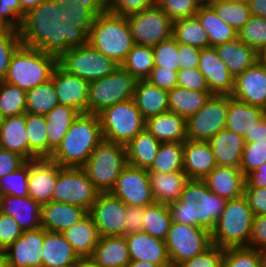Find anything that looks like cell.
<instances>
[{
	"instance_id": "obj_11",
	"label": "cell",
	"mask_w": 266,
	"mask_h": 267,
	"mask_svg": "<svg viewBox=\"0 0 266 267\" xmlns=\"http://www.w3.org/2000/svg\"><path fill=\"white\" fill-rule=\"evenodd\" d=\"M99 193L83 168L59 166L52 201L76 205L89 212Z\"/></svg>"
},
{
	"instance_id": "obj_28",
	"label": "cell",
	"mask_w": 266,
	"mask_h": 267,
	"mask_svg": "<svg viewBox=\"0 0 266 267\" xmlns=\"http://www.w3.org/2000/svg\"><path fill=\"white\" fill-rule=\"evenodd\" d=\"M220 60L226 65L235 78L260 60L259 53L246 45L238 37L214 47Z\"/></svg>"
},
{
	"instance_id": "obj_76",
	"label": "cell",
	"mask_w": 266,
	"mask_h": 267,
	"mask_svg": "<svg viewBox=\"0 0 266 267\" xmlns=\"http://www.w3.org/2000/svg\"><path fill=\"white\" fill-rule=\"evenodd\" d=\"M4 116H3V114H2V112L0 111V128H1V126H2V124H3V122H4Z\"/></svg>"
},
{
	"instance_id": "obj_75",
	"label": "cell",
	"mask_w": 266,
	"mask_h": 267,
	"mask_svg": "<svg viewBox=\"0 0 266 267\" xmlns=\"http://www.w3.org/2000/svg\"><path fill=\"white\" fill-rule=\"evenodd\" d=\"M263 267H266V251H262Z\"/></svg>"
},
{
	"instance_id": "obj_36",
	"label": "cell",
	"mask_w": 266,
	"mask_h": 267,
	"mask_svg": "<svg viewBox=\"0 0 266 267\" xmlns=\"http://www.w3.org/2000/svg\"><path fill=\"white\" fill-rule=\"evenodd\" d=\"M0 148L16 152L29 160V139L25 114L4 118L0 128Z\"/></svg>"
},
{
	"instance_id": "obj_12",
	"label": "cell",
	"mask_w": 266,
	"mask_h": 267,
	"mask_svg": "<svg viewBox=\"0 0 266 267\" xmlns=\"http://www.w3.org/2000/svg\"><path fill=\"white\" fill-rule=\"evenodd\" d=\"M126 19L136 45L153 47L172 36L173 20L157 4Z\"/></svg>"
},
{
	"instance_id": "obj_71",
	"label": "cell",
	"mask_w": 266,
	"mask_h": 267,
	"mask_svg": "<svg viewBox=\"0 0 266 267\" xmlns=\"http://www.w3.org/2000/svg\"><path fill=\"white\" fill-rule=\"evenodd\" d=\"M126 267H162V266L157 264H152L146 261H131Z\"/></svg>"
},
{
	"instance_id": "obj_46",
	"label": "cell",
	"mask_w": 266,
	"mask_h": 267,
	"mask_svg": "<svg viewBox=\"0 0 266 267\" xmlns=\"http://www.w3.org/2000/svg\"><path fill=\"white\" fill-rule=\"evenodd\" d=\"M121 66L137 80H146L154 68L153 47L135 44Z\"/></svg>"
},
{
	"instance_id": "obj_63",
	"label": "cell",
	"mask_w": 266,
	"mask_h": 267,
	"mask_svg": "<svg viewBox=\"0 0 266 267\" xmlns=\"http://www.w3.org/2000/svg\"><path fill=\"white\" fill-rule=\"evenodd\" d=\"M248 247L266 251V215L254 216Z\"/></svg>"
},
{
	"instance_id": "obj_58",
	"label": "cell",
	"mask_w": 266,
	"mask_h": 267,
	"mask_svg": "<svg viewBox=\"0 0 266 267\" xmlns=\"http://www.w3.org/2000/svg\"><path fill=\"white\" fill-rule=\"evenodd\" d=\"M224 248L212 244L203 253L179 263L176 267H222Z\"/></svg>"
},
{
	"instance_id": "obj_8",
	"label": "cell",
	"mask_w": 266,
	"mask_h": 267,
	"mask_svg": "<svg viewBox=\"0 0 266 267\" xmlns=\"http://www.w3.org/2000/svg\"><path fill=\"white\" fill-rule=\"evenodd\" d=\"M104 140L126 146L145 129L146 119L134 99L118 102L98 114Z\"/></svg>"
},
{
	"instance_id": "obj_33",
	"label": "cell",
	"mask_w": 266,
	"mask_h": 267,
	"mask_svg": "<svg viewBox=\"0 0 266 267\" xmlns=\"http://www.w3.org/2000/svg\"><path fill=\"white\" fill-rule=\"evenodd\" d=\"M91 258L102 267H126L131 258L125 236L100 237Z\"/></svg>"
},
{
	"instance_id": "obj_19",
	"label": "cell",
	"mask_w": 266,
	"mask_h": 267,
	"mask_svg": "<svg viewBox=\"0 0 266 267\" xmlns=\"http://www.w3.org/2000/svg\"><path fill=\"white\" fill-rule=\"evenodd\" d=\"M231 96L266 110V64L258 60L236 76Z\"/></svg>"
},
{
	"instance_id": "obj_23",
	"label": "cell",
	"mask_w": 266,
	"mask_h": 267,
	"mask_svg": "<svg viewBox=\"0 0 266 267\" xmlns=\"http://www.w3.org/2000/svg\"><path fill=\"white\" fill-rule=\"evenodd\" d=\"M216 161L208 141L183 142V167L188 179L202 180L215 167Z\"/></svg>"
},
{
	"instance_id": "obj_9",
	"label": "cell",
	"mask_w": 266,
	"mask_h": 267,
	"mask_svg": "<svg viewBox=\"0 0 266 267\" xmlns=\"http://www.w3.org/2000/svg\"><path fill=\"white\" fill-rule=\"evenodd\" d=\"M136 82L121 65L106 77L90 82L88 113L98 115L118 102L134 99Z\"/></svg>"
},
{
	"instance_id": "obj_44",
	"label": "cell",
	"mask_w": 266,
	"mask_h": 267,
	"mask_svg": "<svg viewBox=\"0 0 266 267\" xmlns=\"http://www.w3.org/2000/svg\"><path fill=\"white\" fill-rule=\"evenodd\" d=\"M59 105L52 81L41 83L26 91V112L46 115Z\"/></svg>"
},
{
	"instance_id": "obj_4",
	"label": "cell",
	"mask_w": 266,
	"mask_h": 267,
	"mask_svg": "<svg viewBox=\"0 0 266 267\" xmlns=\"http://www.w3.org/2000/svg\"><path fill=\"white\" fill-rule=\"evenodd\" d=\"M226 201V198L211 192L203 180L189 179L180 199L168 207L173 221L199 226L211 233L224 210Z\"/></svg>"
},
{
	"instance_id": "obj_57",
	"label": "cell",
	"mask_w": 266,
	"mask_h": 267,
	"mask_svg": "<svg viewBox=\"0 0 266 267\" xmlns=\"http://www.w3.org/2000/svg\"><path fill=\"white\" fill-rule=\"evenodd\" d=\"M156 4L173 20L195 16L201 3L198 0H157Z\"/></svg>"
},
{
	"instance_id": "obj_13",
	"label": "cell",
	"mask_w": 266,
	"mask_h": 267,
	"mask_svg": "<svg viewBox=\"0 0 266 267\" xmlns=\"http://www.w3.org/2000/svg\"><path fill=\"white\" fill-rule=\"evenodd\" d=\"M229 95L212 94L205 105L186 119L187 139L208 141L226 128Z\"/></svg>"
},
{
	"instance_id": "obj_1",
	"label": "cell",
	"mask_w": 266,
	"mask_h": 267,
	"mask_svg": "<svg viewBox=\"0 0 266 267\" xmlns=\"http://www.w3.org/2000/svg\"><path fill=\"white\" fill-rule=\"evenodd\" d=\"M70 26L93 48L119 65L135 45L126 17L111 14L97 1L71 4Z\"/></svg>"
},
{
	"instance_id": "obj_29",
	"label": "cell",
	"mask_w": 266,
	"mask_h": 267,
	"mask_svg": "<svg viewBox=\"0 0 266 267\" xmlns=\"http://www.w3.org/2000/svg\"><path fill=\"white\" fill-rule=\"evenodd\" d=\"M79 259V256L62 233L44 229L41 267L74 266Z\"/></svg>"
},
{
	"instance_id": "obj_80",
	"label": "cell",
	"mask_w": 266,
	"mask_h": 267,
	"mask_svg": "<svg viewBox=\"0 0 266 267\" xmlns=\"http://www.w3.org/2000/svg\"><path fill=\"white\" fill-rule=\"evenodd\" d=\"M0 254H5L4 250L1 248V246H0Z\"/></svg>"
},
{
	"instance_id": "obj_49",
	"label": "cell",
	"mask_w": 266,
	"mask_h": 267,
	"mask_svg": "<svg viewBox=\"0 0 266 267\" xmlns=\"http://www.w3.org/2000/svg\"><path fill=\"white\" fill-rule=\"evenodd\" d=\"M0 111L4 117L25 114L26 91L5 81L0 82Z\"/></svg>"
},
{
	"instance_id": "obj_59",
	"label": "cell",
	"mask_w": 266,
	"mask_h": 267,
	"mask_svg": "<svg viewBox=\"0 0 266 267\" xmlns=\"http://www.w3.org/2000/svg\"><path fill=\"white\" fill-rule=\"evenodd\" d=\"M177 86L192 91L210 92L206 78L198 68L179 69Z\"/></svg>"
},
{
	"instance_id": "obj_25",
	"label": "cell",
	"mask_w": 266,
	"mask_h": 267,
	"mask_svg": "<svg viewBox=\"0 0 266 267\" xmlns=\"http://www.w3.org/2000/svg\"><path fill=\"white\" fill-rule=\"evenodd\" d=\"M87 215V210L76 205L55 201L41 204V225L46 231L62 233Z\"/></svg>"
},
{
	"instance_id": "obj_54",
	"label": "cell",
	"mask_w": 266,
	"mask_h": 267,
	"mask_svg": "<svg viewBox=\"0 0 266 267\" xmlns=\"http://www.w3.org/2000/svg\"><path fill=\"white\" fill-rule=\"evenodd\" d=\"M154 67L179 70L178 43L173 36L153 46Z\"/></svg>"
},
{
	"instance_id": "obj_30",
	"label": "cell",
	"mask_w": 266,
	"mask_h": 267,
	"mask_svg": "<svg viewBox=\"0 0 266 267\" xmlns=\"http://www.w3.org/2000/svg\"><path fill=\"white\" fill-rule=\"evenodd\" d=\"M145 128L161 143L187 139L186 119L171 111L149 117Z\"/></svg>"
},
{
	"instance_id": "obj_10",
	"label": "cell",
	"mask_w": 266,
	"mask_h": 267,
	"mask_svg": "<svg viewBox=\"0 0 266 267\" xmlns=\"http://www.w3.org/2000/svg\"><path fill=\"white\" fill-rule=\"evenodd\" d=\"M172 267L193 258L212 245L211 233L199 226L172 222L165 239Z\"/></svg>"
},
{
	"instance_id": "obj_50",
	"label": "cell",
	"mask_w": 266,
	"mask_h": 267,
	"mask_svg": "<svg viewBox=\"0 0 266 267\" xmlns=\"http://www.w3.org/2000/svg\"><path fill=\"white\" fill-rule=\"evenodd\" d=\"M32 35L16 29L0 33V82L5 80L15 51Z\"/></svg>"
},
{
	"instance_id": "obj_27",
	"label": "cell",
	"mask_w": 266,
	"mask_h": 267,
	"mask_svg": "<svg viewBox=\"0 0 266 267\" xmlns=\"http://www.w3.org/2000/svg\"><path fill=\"white\" fill-rule=\"evenodd\" d=\"M202 180L211 192L226 199L244 195L245 176L240 168L216 166Z\"/></svg>"
},
{
	"instance_id": "obj_51",
	"label": "cell",
	"mask_w": 266,
	"mask_h": 267,
	"mask_svg": "<svg viewBox=\"0 0 266 267\" xmlns=\"http://www.w3.org/2000/svg\"><path fill=\"white\" fill-rule=\"evenodd\" d=\"M237 37L260 54L266 47V19L251 15Z\"/></svg>"
},
{
	"instance_id": "obj_26",
	"label": "cell",
	"mask_w": 266,
	"mask_h": 267,
	"mask_svg": "<svg viewBox=\"0 0 266 267\" xmlns=\"http://www.w3.org/2000/svg\"><path fill=\"white\" fill-rule=\"evenodd\" d=\"M208 142L212 147L217 166L240 168L246 143L242 135L224 128Z\"/></svg>"
},
{
	"instance_id": "obj_62",
	"label": "cell",
	"mask_w": 266,
	"mask_h": 267,
	"mask_svg": "<svg viewBox=\"0 0 266 267\" xmlns=\"http://www.w3.org/2000/svg\"><path fill=\"white\" fill-rule=\"evenodd\" d=\"M244 196L254 216L266 215V187L244 188Z\"/></svg>"
},
{
	"instance_id": "obj_5",
	"label": "cell",
	"mask_w": 266,
	"mask_h": 267,
	"mask_svg": "<svg viewBox=\"0 0 266 267\" xmlns=\"http://www.w3.org/2000/svg\"><path fill=\"white\" fill-rule=\"evenodd\" d=\"M102 140L99 116L89 113L80 114L73 121L49 160L61 167L82 168Z\"/></svg>"
},
{
	"instance_id": "obj_70",
	"label": "cell",
	"mask_w": 266,
	"mask_h": 267,
	"mask_svg": "<svg viewBox=\"0 0 266 267\" xmlns=\"http://www.w3.org/2000/svg\"><path fill=\"white\" fill-rule=\"evenodd\" d=\"M73 267H102L91 257L80 258L79 261Z\"/></svg>"
},
{
	"instance_id": "obj_43",
	"label": "cell",
	"mask_w": 266,
	"mask_h": 267,
	"mask_svg": "<svg viewBox=\"0 0 266 267\" xmlns=\"http://www.w3.org/2000/svg\"><path fill=\"white\" fill-rule=\"evenodd\" d=\"M173 220L168 205L154 202L144 207L143 232L165 241Z\"/></svg>"
},
{
	"instance_id": "obj_66",
	"label": "cell",
	"mask_w": 266,
	"mask_h": 267,
	"mask_svg": "<svg viewBox=\"0 0 266 267\" xmlns=\"http://www.w3.org/2000/svg\"><path fill=\"white\" fill-rule=\"evenodd\" d=\"M144 207L127 205L125 235L143 231Z\"/></svg>"
},
{
	"instance_id": "obj_53",
	"label": "cell",
	"mask_w": 266,
	"mask_h": 267,
	"mask_svg": "<svg viewBox=\"0 0 266 267\" xmlns=\"http://www.w3.org/2000/svg\"><path fill=\"white\" fill-rule=\"evenodd\" d=\"M29 160L10 174L0 178V196H28Z\"/></svg>"
},
{
	"instance_id": "obj_2",
	"label": "cell",
	"mask_w": 266,
	"mask_h": 267,
	"mask_svg": "<svg viewBox=\"0 0 266 267\" xmlns=\"http://www.w3.org/2000/svg\"><path fill=\"white\" fill-rule=\"evenodd\" d=\"M59 55L50 33L30 36L13 54L5 82L28 91L51 80Z\"/></svg>"
},
{
	"instance_id": "obj_35",
	"label": "cell",
	"mask_w": 266,
	"mask_h": 267,
	"mask_svg": "<svg viewBox=\"0 0 266 267\" xmlns=\"http://www.w3.org/2000/svg\"><path fill=\"white\" fill-rule=\"evenodd\" d=\"M62 234L79 258L91 257L100 239L97 227L89 214Z\"/></svg>"
},
{
	"instance_id": "obj_38",
	"label": "cell",
	"mask_w": 266,
	"mask_h": 267,
	"mask_svg": "<svg viewBox=\"0 0 266 267\" xmlns=\"http://www.w3.org/2000/svg\"><path fill=\"white\" fill-rule=\"evenodd\" d=\"M195 16L206 30L210 47H215L237 38V31L222 20L209 4H201Z\"/></svg>"
},
{
	"instance_id": "obj_68",
	"label": "cell",
	"mask_w": 266,
	"mask_h": 267,
	"mask_svg": "<svg viewBox=\"0 0 266 267\" xmlns=\"http://www.w3.org/2000/svg\"><path fill=\"white\" fill-rule=\"evenodd\" d=\"M244 140L245 142H266V115L250 131H246Z\"/></svg>"
},
{
	"instance_id": "obj_79",
	"label": "cell",
	"mask_w": 266,
	"mask_h": 267,
	"mask_svg": "<svg viewBox=\"0 0 266 267\" xmlns=\"http://www.w3.org/2000/svg\"><path fill=\"white\" fill-rule=\"evenodd\" d=\"M71 4L78 2V1H96V0H68Z\"/></svg>"
},
{
	"instance_id": "obj_67",
	"label": "cell",
	"mask_w": 266,
	"mask_h": 267,
	"mask_svg": "<svg viewBox=\"0 0 266 267\" xmlns=\"http://www.w3.org/2000/svg\"><path fill=\"white\" fill-rule=\"evenodd\" d=\"M266 187V163H263L257 170L245 177L244 188Z\"/></svg>"
},
{
	"instance_id": "obj_37",
	"label": "cell",
	"mask_w": 266,
	"mask_h": 267,
	"mask_svg": "<svg viewBox=\"0 0 266 267\" xmlns=\"http://www.w3.org/2000/svg\"><path fill=\"white\" fill-rule=\"evenodd\" d=\"M160 144L146 128L143 129L126 145L127 164L148 170L157 156Z\"/></svg>"
},
{
	"instance_id": "obj_69",
	"label": "cell",
	"mask_w": 266,
	"mask_h": 267,
	"mask_svg": "<svg viewBox=\"0 0 266 267\" xmlns=\"http://www.w3.org/2000/svg\"><path fill=\"white\" fill-rule=\"evenodd\" d=\"M251 15L266 19V0H247Z\"/></svg>"
},
{
	"instance_id": "obj_64",
	"label": "cell",
	"mask_w": 266,
	"mask_h": 267,
	"mask_svg": "<svg viewBox=\"0 0 266 267\" xmlns=\"http://www.w3.org/2000/svg\"><path fill=\"white\" fill-rule=\"evenodd\" d=\"M26 161L20 154L0 148V178L17 170Z\"/></svg>"
},
{
	"instance_id": "obj_48",
	"label": "cell",
	"mask_w": 266,
	"mask_h": 267,
	"mask_svg": "<svg viewBox=\"0 0 266 267\" xmlns=\"http://www.w3.org/2000/svg\"><path fill=\"white\" fill-rule=\"evenodd\" d=\"M217 15L229 24L237 32L245 25L251 17V11L247 1L223 2L214 0L209 3Z\"/></svg>"
},
{
	"instance_id": "obj_40",
	"label": "cell",
	"mask_w": 266,
	"mask_h": 267,
	"mask_svg": "<svg viewBox=\"0 0 266 267\" xmlns=\"http://www.w3.org/2000/svg\"><path fill=\"white\" fill-rule=\"evenodd\" d=\"M211 95V92L192 91L176 86L168 91L169 111L187 119L196 114Z\"/></svg>"
},
{
	"instance_id": "obj_73",
	"label": "cell",
	"mask_w": 266,
	"mask_h": 267,
	"mask_svg": "<svg viewBox=\"0 0 266 267\" xmlns=\"http://www.w3.org/2000/svg\"><path fill=\"white\" fill-rule=\"evenodd\" d=\"M0 267H6L5 254H0Z\"/></svg>"
},
{
	"instance_id": "obj_14",
	"label": "cell",
	"mask_w": 266,
	"mask_h": 267,
	"mask_svg": "<svg viewBox=\"0 0 266 267\" xmlns=\"http://www.w3.org/2000/svg\"><path fill=\"white\" fill-rule=\"evenodd\" d=\"M127 205L110 192L99 193L88 214L100 237L125 236Z\"/></svg>"
},
{
	"instance_id": "obj_61",
	"label": "cell",
	"mask_w": 266,
	"mask_h": 267,
	"mask_svg": "<svg viewBox=\"0 0 266 267\" xmlns=\"http://www.w3.org/2000/svg\"><path fill=\"white\" fill-rule=\"evenodd\" d=\"M177 73L178 71L174 69L154 67L146 80L156 87L171 91L177 86Z\"/></svg>"
},
{
	"instance_id": "obj_78",
	"label": "cell",
	"mask_w": 266,
	"mask_h": 267,
	"mask_svg": "<svg viewBox=\"0 0 266 267\" xmlns=\"http://www.w3.org/2000/svg\"><path fill=\"white\" fill-rule=\"evenodd\" d=\"M223 2H241V1H247V0H220Z\"/></svg>"
},
{
	"instance_id": "obj_20",
	"label": "cell",
	"mask_w": 266,
	"mask_h": 267,
	"mask_svg": "<svg viewBox=\"0 0 266 267\" xmlns=\"http://www.w3.org/2000/svg\"><path fill=\"white\" fill-rule=\"evenodd\" d=\"M59 165L49 159L29 160L28 196L44 204L52 201Z\"/></svg>"
},
{
	"instance_id": "obj_65",
	"label": "cell",
	"mask_w": 266,
	"mask_h": 267,
	"mask_svg": "<svg viewBox=\"0 0 266 267\" xmlns=\"http://www.w3.org/2000/svg\"><path fill=\"white\" fill-rule=\"evenodd\" d=\"M179 69L198 68L201 49L194 46L178 44Z\"/></svg>"
},
{
	"instance_id": "obj_77",
	"label": "cell",
	"mask_w": 266,
	"mask_h": 267,
	"mask_svg": "<svg viewBox=\"0 0 266 267\" xmlns=\"http://www.w3.org/2000/svg\"><path fill=\"white\" fill-rule=\"evenodd\" d=\"M201 4H209L210 2L214 0H198Z\"/></svg>"
},
{
	"instance_id": "obj_3",
	"label": "cell",
	"mask_w": 266,
	"mask_h": 267,
	"mask_svg": "<svg viewBox=\"0 0 266 267\" xmlns=\"http://www.w3.org/2000/svg\"><path fill=\"white\" fill-rule=\"evenodd\" d=\"M49 33L58 51L59 65L69 74L90 83L106 77L120 66L93 48L70 25Z\"/></svg>"
},
{
	"instance_id": "obj_15",
	"label": "cell",
	"mask_w": 266,
	"mask_h": 267,
	"mask_svg": "<svg viewBox=\"0 0 266 267\" xmlns=\"http://www.w3.org/2000/svg\"><path fill=\"white\" fill-rule=\"evenodd\" d=\"M110 193L129 206L146 207L155 202L147 169L127 164L118 176Z\"/></svg>"
},
{
	"instance_id": "obj_72",
	"label": "cell",
	"mask_w": 266,
	"mask_h": 267,
	"mask_svg": "<svg viewBox=\"0 0 266 267\" xmlns=\"http://www.w3.org/2000/svg\"><path fill=\"white\" fill-rule=\"evenodd\" d=\"M10 30H12V28L0 16V33Z\"/></svg>"
},
{
	"instance_id": "obj_74",
	"label": "cell",
	"mask_w": 266,
	"mask_h": 267,
	"mask_svg": "<svg viewBox=\"0 0 266 267\" xmlns=\"http://www.w3.org/2000/svg\"><path fill=\"white\" fill-rule=\"evenodd\" d=\"M260 55V60L266 64V47L265 49L259 54Z\"/></svg>"
},
{
	"instance_id": "obj_22",
	"label": "cell",
	"mask_w": 266,
	"mask_h": 267,
	"mask_svg": "<svg viewBox=\"0 0 266 267\" xmlns=\"http://www.w3.org/2000/svg\"><path fill=\"white\" fill-rule=\"evenodd\" d=\"M131 261H146L162 267H172L165 241L139 231L125 235Z\"/></svg>"
},
{
	"instance_id": "obj_31",
	"label": "cell",
	"mask_w": 266,
	"mask_h": 267,
	"mask_svg": "<svg viewBox=\"0 0 266 267\" xmlns=\"http://www.w3.org/2000/svg\"><path fill=\"white\" fill-rule=\"evenodd\" d=\"M150 187L155 202L170 205L178 201L186 182L189 180L184 171L173 173L148 172Z\"/></svg>"
},
{
	"instance_id": "obj_52",
	"label": "cell",
	"mask_w": 266,
	"mask_h": 267,
	"mask_svg": "<svg viewBox=\"0 0 266 267\" xmlns=\"http://www.w3.org/2000/svg\"><path fill=\"white\" fill-rule=\"evenodd\" d=\"M222 267H263L262 251L250 247L226 248Z\"/></svg>"
},
{
	"instance_id": "obj_55",
	"label": "cell",
	"mask_w": 266,
	"mask_h": 267,
	"mask_svg": "<svg viewBox=\"0 0 266 267\" xmlns=\"http://www.w3.org/2000/svg\"><path fill=\"white\" fill-rule=\"evenodd\" d=\"M266 163V142H246L240 169L244 176L257 170Z\"/></svg>"
},
{
	"instance_id": "obj_41",
	"label": "cell",
	"mask_w": 266,
	"mask_h": 267,
	"mask_svg": "<svg viewBox=\"0 0 266 267\" xmlns=\"http://www.w3.org/2000/svg\"><path fill=\"white\" fill-rule=\"evenodd\" d=\"M29 139V160L48 159L47 120L45 115L25 113Z\"/></svg>"
},
{
	"instance_id": "obj_32",
	"label": "cell",
	"mask_w": 266,
	"mask_h": 267,
	"mask_svg": "<svg viewBox=\"0 0 266 267\" xmlns=\"http://www.w3.org/2000/svg\"><path fill=\"white\" fill-rule=\"evenodd\" d=\"M134 101L145 119L169 111L168 91L147 80H137Z\"/></svg>"
},
{
	"instance_id": "obj_17",
	"label": "cell",
	"mask_w": 266,
	"mask_h": 267,
	"mask_svg": "<svg viewBox=\"0 0 266 267\" xmlns=\"http://www.w3.org/2000/svg\"><path fill=\"white\" fill-rule=\"evenodd\" d=\"M59 105L69 106L80 114L88 113L89 82L69 74L58 65L51 77Z\"/></svg>"
},
{
	"instance_id": "obj_39",
	"label": "cell",
	"mask_w": 266,
	"mask_h": 267,
	"mask_svg": "<svg viewBox=\"0 0 266 267\" xmlns=\"http://www.w3.org/2000/svg\"><path fill=\"white\" fill-rule=\"evenodd\" d=\"M79 115L80 113L77 110L64 105L56 106L45 115L47 120L48 159L62 142L71 124Z\"/></svg>"
},
{
	"instance_id": "obj_21",
	"label": "cell",
	"mask_w": 266,
	"mask_h": 267,
	"mask_svg": "<svg viewBox=\"0 0 266 267\" xmlns=\"http://www.w3.org/2000/svg\"><path fill=\"white\" fill-rule=\"evenodd\" d=\"M199 71L206 78L209 90L216 95H231L235 78L220 60L214 47L201 49Z\"/></svg>"
},
{
	"instance_id": "obj_42",
	"label": "cell",
	"mask_w": 266,
	"mask_h": 267,
	"mask_svg": "<svg viewBox=\"0 0 266 267\" xmlns=\"http://www.w3.org/2000/svg\"><path fill=\"white\" fill-rule=\"evenodd\" d=\"M172 36L178 44L198 47H210L206 30L196 16L181 18L173 21Z\"/></svg>"
},
{
	"instance_id": "obj_47",
	"label": "cell",
	"mask_w": 266,
	"mask_h": 267,
	"mask_svg": "<svg viewBox=\"0 0 266 267\" xmlns=\"http://www.w3.org/2000/svg\"><path fill=\"white\" fill-rule=\"evenodd\" d=\"M0 16L12 28L27 34L44 33L23 11L20 0H0Z\"/></svg>"
},
{
	"instance_id": "obj_6",
	"label": "cell",
	"mask_w": 266,
	"mask_h": 267,
	"mask_svg": "<svg viewBox=\"0 0 266 267\" xmlns=\"http://www.w3.org/2000/svg\"><path fill=\"white\" fill-rule=\"evenodd\" d=\"M254 214L246 197L227 199L224 210L211 232L212 244L220 248L248 247Z\"/></svg>"
},
{
	"instance_id": "obj_56",
	"label": "cell",
	"mask_w": 266,
	"mask_h": 267,
	"mask_svg": "<svg viewBox=\"0 0 266 267\" xmlns=\"http://www.w3.org/2000/svg\"><path fill=\"white\" fill-rule=\"evenodd\" d=\"M111 14L128 16L156 5L157 0H96Z\"/></svg>"
},
{
	"instance_id": "obj_34",
	"label": "cell",
	"mask_w": 266,
	"mask_h": 267,
	"mask_svg": "<svg viewBox=\"0 0 266 267\" xmlns=\"http://www.w3.org/2000/svg\"><path fill=\"white\" fill-rule=\"evenodd\" d=\"M265 115V109L254 105H248L246 102L229 95V107L226 121V128L228 130L236 132L244 137L246 131H250Z\"/></svg>"
},
{
	"instance_id": "obj_7",
	"label": "cell",
	"mask_w": 266,
	"mask_h": 267,
	"mask_svg": "<svg viewBox=\"0 0 266 267\" xmlns=\"http://www.w3.org/2000/svg\"><path fill=\"white\" fill-rule=\"evenodd\" d=\"M127 165L126 146L102 140L82 167L100 193L110 192Z\"/></svg>"
},
{
	"instance_id": "obj_45",
	"label": "cell",
	"mask_w": 266,
	"mask_h": 267,
	"mask_svg": "<svg viewBox=\"0 0 266 267\" xmlns=\"http://www.w3.org/2000/svg\"><path fill=\"white\" fill-rule=\"evenodd\" d=\"M176 171H184L183 142L161 143L148 172L173 173Z\"/></svg>"
},
{
	"instance_id": "obj_60",
	"label": "cell",
	"mask_w": 266,
	"mask_h": 267,
	"mask_svg": "<svg viewBox=\"0 0 266 267\" xmlns=\"http://www.w3.org/2000/svg\"><path fill=\"white\" fill-rule=\"evenodd\" d=\"M23 234L17 221L9 215L0 212V246L6 250Z\"/></svg>"
},
{
	"instance_id": "obj_16",
	"label": "cell",
	"mask_w": 266,
	"mask_h": 267,
	"mask_svg": "<svg viewBox=\"0 0 266 267\" xmlns=\"http://www.w3.org/2000/svg\"><path fill=\"white\" fill-rule=\"evenodd\" d=\"M20 6L44 33L70 25L68 0H20Z\"/></svg>"
},
{
	"instance_id": "obj_24",
	"label": "cell",
	"mask_w": 266,
	"mask_h": 267,
	"mask_svg": "<svg viewBox=\"0 0 266 267\" xmlns=\"http://www.w3.org/2000/svg\"><path fill=\"white\" fill-rule=\"evenodd\" d=\"M0 212L12 216L23 231L42 227L41 204L30 196H1Z\"/></svg>"
},
{
	"instance_id": "obj_18",
	"label": "cell",
	"mask_w": 266,
	"mask_h": 267,
	"mask_svg": "<svg viewBox=\"0 0 266 267\" xmlns=\"http://www.w3.org/2000/svg\"><path fill=\"white\" fill-rule=\"evenodd\" d=\"M44 228L23 231L6 250V267H41Z\"/></svg>"
}]
</instances>
